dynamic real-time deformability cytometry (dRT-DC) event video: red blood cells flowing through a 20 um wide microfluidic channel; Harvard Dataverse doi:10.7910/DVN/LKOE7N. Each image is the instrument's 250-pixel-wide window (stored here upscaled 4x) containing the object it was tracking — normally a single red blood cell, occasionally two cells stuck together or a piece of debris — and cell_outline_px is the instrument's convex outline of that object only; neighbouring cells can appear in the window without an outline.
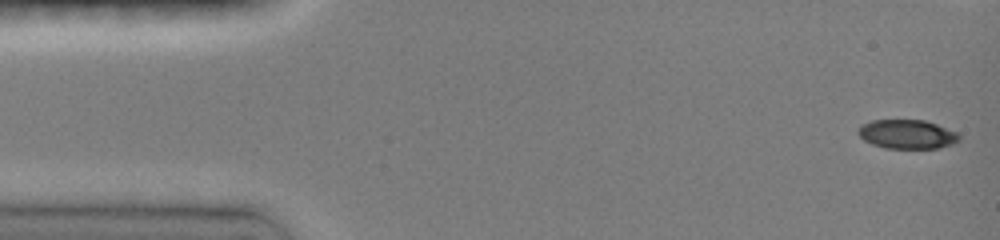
{"species": "common noctule bat (a hibernating species)", "species_latin": "Nyctalus noctula", "temperature_condition": "room temperature", "stored_images_in_passage": 24, "camera_frame_rate_fps": 3000, "um_per_image_px": 0.085, "animal": {"sex": "female", "body_mass_g": 19.0, "forearm_length_mm": 51.5}, "frame": {"image": 1, "passage_image": 1, "time_ms": 0.0, "image_size_px": [1000, 240], "cell_outline_px": [[960, 140], [952, 144], [936, 148], [884, 148], [872, 144], [864, 140], [856, 132], [860, 124], [872, 120], [924, 120], [960, 132]], "centroid_in_image_um": [77.1, 11.4], "position_along_channel_um": 7.9, "area_um2": 17.28}}
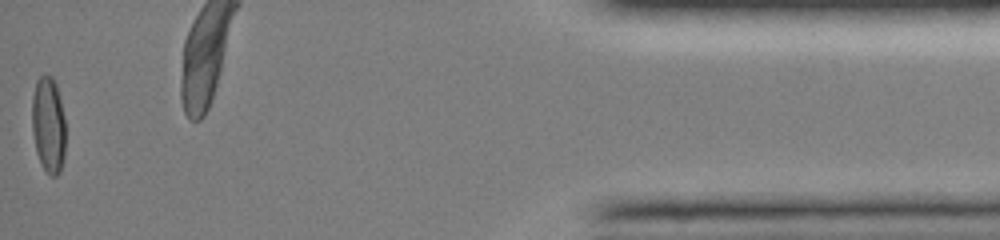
{"frame": {"image": 2, "passage_image": 24, "time_ms": 15.333, "image_size_px": [1000, 240], "cell_outline_px": [[64, 156], [60, 172], [56, 176], [52, 176], [44, 168], [36, 152], [32, 132], [32, 96], [36, 80], [44, 72], [52, 76], [56, 84], [64, 116]], "centroid_in_image_um": [4.09, 10.56], "position_along_channel_um": 431.1, "area_um2": 18.84}, "authors_computed_cell_mechanics": {"area_um2": 19.1318, "velocity_mm_per_s": 4.0319, "shape_relaxation_time_tau1_ms": null, "shape_relaxation_time_tau2_ms": 1.0858, "deformation_change_tau1": null, "deformation_change_tau2": 0.0327}}